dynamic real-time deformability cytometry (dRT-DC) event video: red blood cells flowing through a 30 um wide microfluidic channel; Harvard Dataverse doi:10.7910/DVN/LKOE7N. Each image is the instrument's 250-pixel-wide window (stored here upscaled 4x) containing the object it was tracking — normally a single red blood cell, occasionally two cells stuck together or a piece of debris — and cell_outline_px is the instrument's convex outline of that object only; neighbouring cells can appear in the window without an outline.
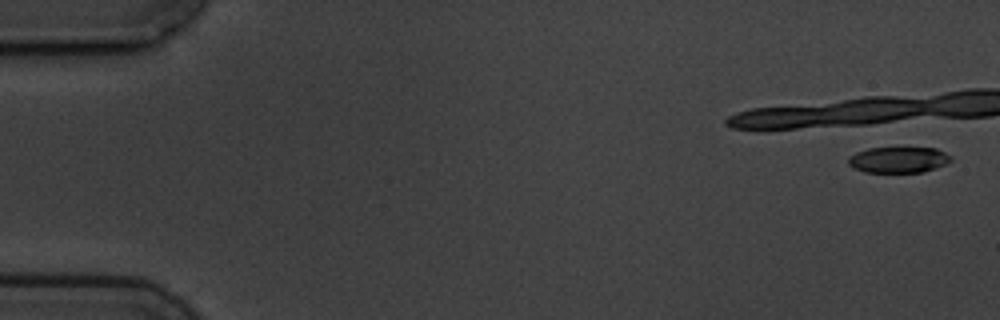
{"species": "common noctule bat (a hibernating species)", "species_latin": "Nyctalus noctula", "temperature_condition": "cold", "stored_images_in_passage": 5, "camera_frame_rate_fps": 3000, "um_per_image_px": 0.085, "animal": {"sex": "male", "body_mass_g": 19.5, "forearm_length_mm": 54.6}, "frame": {"image": 1, "passage_image": 1, "time_ms": 0.0, "image_size_px": [1000, 320], "cell_outline_px": [[952, 160], [936, 168], [924, 172], [864, 172], [852, 168], [848, 164], [848, 156], [856, 152], [868, 148], [936, 148], [952, 156]], "centroid_in_image_um": [76.34, 13.58], "position_along_channel_um": 8.7, "area_um2": 15.61}}